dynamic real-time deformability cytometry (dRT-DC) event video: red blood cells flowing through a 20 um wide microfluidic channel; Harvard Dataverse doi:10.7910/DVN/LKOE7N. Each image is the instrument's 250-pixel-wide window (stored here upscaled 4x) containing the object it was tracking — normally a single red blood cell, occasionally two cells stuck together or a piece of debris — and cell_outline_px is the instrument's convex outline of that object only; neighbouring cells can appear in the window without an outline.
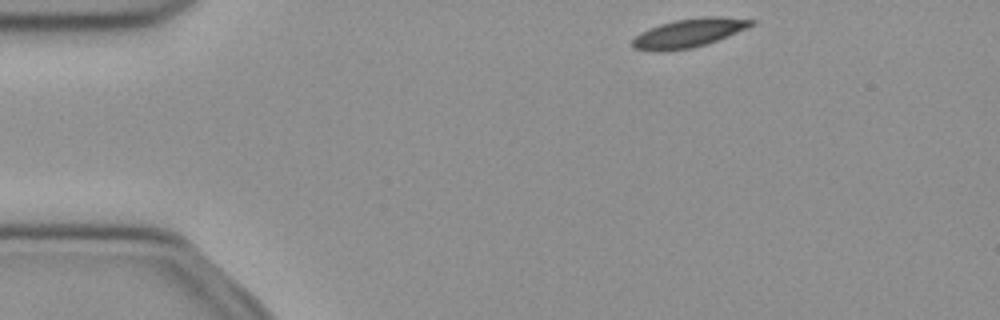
{"species": "common noctule bat (a hibernating species)", "species_latin": "Nyctalus noctula", "temperature_condition": "cold", "stored_images_in_passage": 44, "camera_frame_rate_fps": 3000, "um_per_image_px": 0.085, "animal": {"sex": "female", "body_mass_g": 21.9}, "frame": {"image": 1, "passage_image": 1, "time_ms": 0.0, "image_size_px": [1000, 320], "cell_outline_px": [[756, 20], [748, 28], [728, 36], [692, 48], [668, 52], [656, 52], [632, 48], [632, 40], [640, 32], [648, 28], [660, 24], [676, 20], [700, 16], [724, 16]], "centroid_in_image_um": [58.52, 2.81], "position_along_channel_um": 26.5, "area_um2": 20.11}}
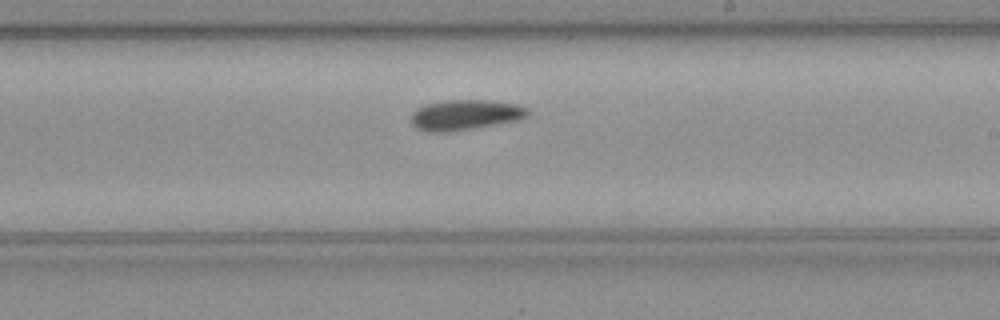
{"frame": {"image": 2, "passage_image": 23, "time_ms": 7.333, "image_size_px": [1000, 320], "cell_outline_px": [[528, 116], [520, 120], [448, 132], [428, 132], [416, 128], [412, 124], [412, 112], [424, 104], [448, 100], [492, 100], [516, 104], [528, 108]], "centroid_in_image_um": [39.55, 9.76], "position_along_channel_um": 249.5, "area_um2": 20.63}}
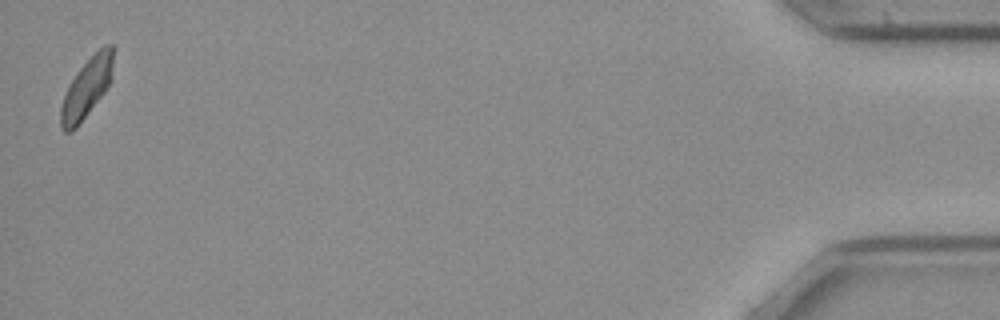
{"frame": {"image": 3, "passage_image": 44, "time_ms": 14.333, "image_size_px": [1000, 320], "cell_outline_px": [[112, 80], [104, 92], [76, 128], [72, 132], [64, 132], [60, 124], [60, 108], [64, 96], [76, 72], [104, 44], [112, 44]], "centroid_in_image_um": [7.36, 7.51], "position_along_channel_um": 427.8, "area_um2": 17.8}, "authors_computed_cell_mechanics": {"area_um2": 19.6809, "velocity_mm_per_s": 3.9472, "shape_relaxation_time_tau1_ms": 2.0495, "shape_relaxation_time_tau2_ms": null, "deformation_change_tau1": 0.0915, "deformation_change_tau2": null}}